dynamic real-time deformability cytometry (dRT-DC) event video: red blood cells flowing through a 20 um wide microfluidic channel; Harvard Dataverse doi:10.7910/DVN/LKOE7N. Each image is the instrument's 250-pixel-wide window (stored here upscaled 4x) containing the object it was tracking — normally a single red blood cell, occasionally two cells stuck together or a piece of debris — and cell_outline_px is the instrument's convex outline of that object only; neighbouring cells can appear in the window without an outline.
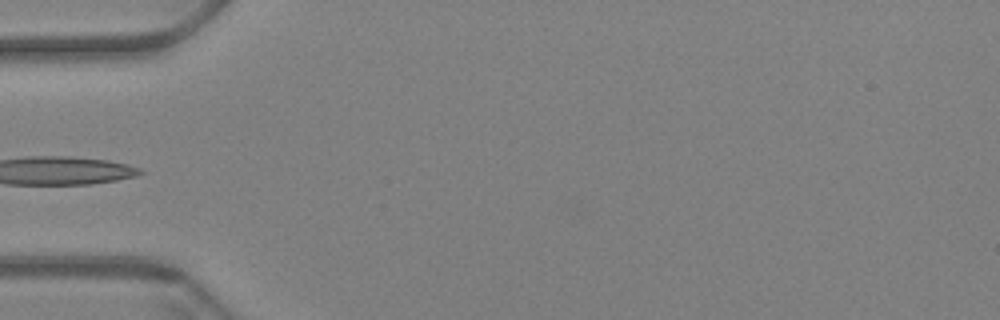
{"species": "Egyptian fruit bat (a non-hibernating species)", "species_latin": "Rousettus aegyptiacus", "temperature_condition": "warm", "stored_images_in_passage": 39, "camera_frame_rate_fps": 3000, "um_per_image_px": 0.085, "animal": {"sex": "female"}, "frame": {"image": 1, "passage_image": 1, "time_ms": 0.0, "image_size_px": [1000, 320], "cell_outline_px": [[120, 176], [104, 180], [68, 184], [28, 184], [16, 160], [92, 160], [112, 164]], "centroid_in_image_um": [5.59, 14.57], "position_along_channel_um": 79.4, "area_um2": 14.91}}
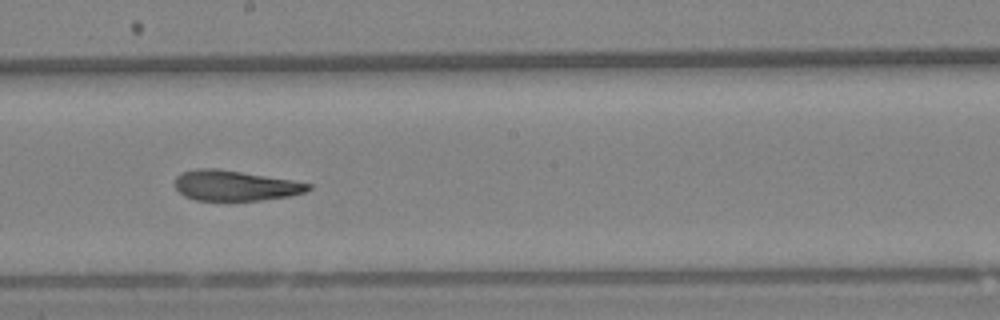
{"frame": {"image": 2, "passage_image": 14, "time_ms": 4.333, "image_size_px": [1000, 320], "cell_outline_px": [[308, 188], [296, 192], [276, 196], [244, 200], [212, 200], [192, 196], [184, 192], [180, 188], [180, 180], [200, 172], [232, 172], [304, 184]], "centroid_in_image_um": [20.05, 15.84], "position_along_channel_um": 228.2, "area_um2": 18.67}}
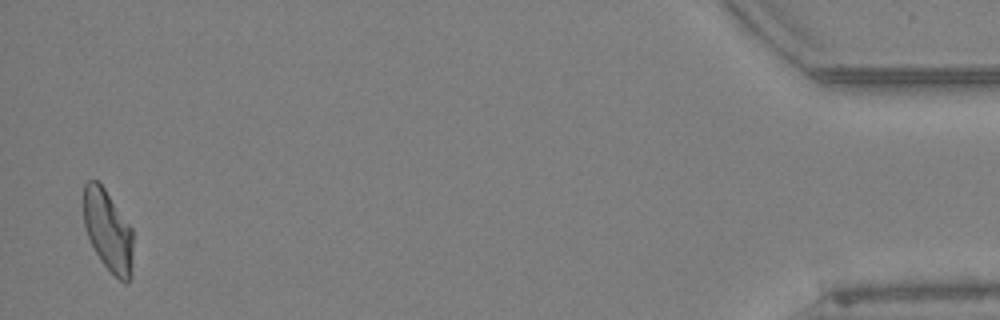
{"frame": {"image": 3, "passage_image": 39, "time_ms": 12.667, "image_size_px": [1000, 320], "cell_outline_px": [[128, 276], [116, 260], [84, 208], [84, 196], [100, 184], [128, 228]], "centroid_in_image_um": [9.23, 19.08], "position_along_channel_um": 426.0, "area_um2": 13.7}}